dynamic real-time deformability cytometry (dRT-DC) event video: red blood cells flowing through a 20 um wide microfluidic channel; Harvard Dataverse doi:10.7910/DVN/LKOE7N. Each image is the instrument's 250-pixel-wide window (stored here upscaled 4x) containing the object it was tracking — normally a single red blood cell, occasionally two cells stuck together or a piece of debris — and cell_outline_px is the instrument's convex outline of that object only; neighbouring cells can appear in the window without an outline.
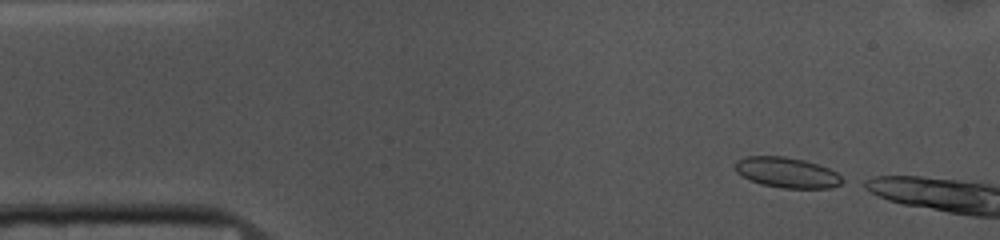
{"species": "common noctule bat (a hibernating species)", "species_latin": "Nyctalus noctula", "temperature_condition": "cold", "stored_images_in_passage": 4, "camera_frame_rate_fps": 3000, "um_per_image_px": 0.085, "animal": {"sex": "female", "body_mass_g": 10.0, "forearm_length_mm": 53.1}, "frame": {"image": 1, "passage_image": 1, "time_ms": 0.0, "image_size_px": [1000, 240], "cell_outline_px": [[848, 180], [832, 188], [780, 188], [760, 184], [736, 172], [736, 160], [748, 156], [784, 156], [804, 160], [828, 168], [836, 172]], "centroid_in_image_um": [66.94, 14.67], "position_along_channel_um": 18.1, "area_um2": 19.02}}